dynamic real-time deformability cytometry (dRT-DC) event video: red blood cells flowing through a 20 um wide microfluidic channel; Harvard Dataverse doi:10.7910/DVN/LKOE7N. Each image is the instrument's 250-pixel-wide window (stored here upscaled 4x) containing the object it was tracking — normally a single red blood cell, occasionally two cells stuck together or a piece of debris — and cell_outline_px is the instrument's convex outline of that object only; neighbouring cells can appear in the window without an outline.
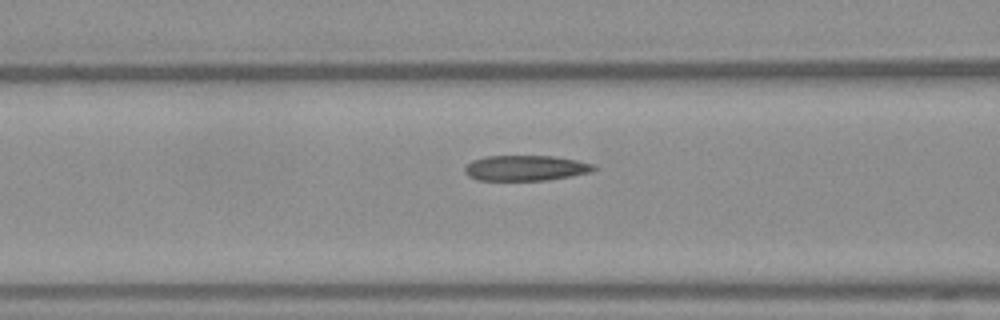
{"species": "Egyptian fruit bat (a non-hibernating species)", "species_latin": "Rousettus aegyptiacus", "temperature_condition": "warm", "stored_images_in_passage": 13, "camera_frame_rate_fps": 3000, "um_per_image_px": 0.085, "frame": {"image": 1, "passage_image": 8, "time_ms": 2.333, "image_size_px": [1000, 320], "cell_outline_px": [[596, 168], [592, 172], [544, 180], [476, 180], [468, 176], [464, 172], [464, 168], [472, 160], [484, 156], [552, 156], [576, 160], [596, 164]], "centroid_in_image_um": [44.65, 14.28], "position_along_channel_um": 121.9, "area_um2": 19.07}}
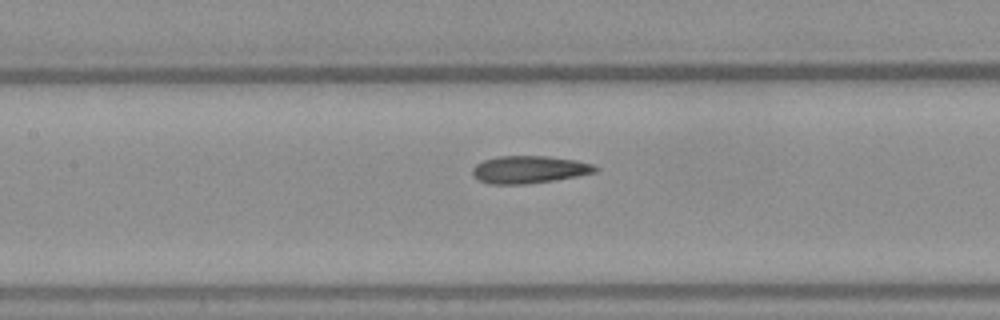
{"frame": {"image": 2, "passage_image": 11, "time_ms": 3.333, "image_size_px": [1000, 320], "cell_outline_px": [[600, 168], [596, 172], [576, 176], [552, 180], [524, 184], [488, 184], [472, 176], [472, 168], [476, 164], [484, 160], [500, 156], [548, 156], [576, 160], [592, 164]], "centroid_in_image_um": [44.96, 14.41], "position_along_channel_um": 162.4, "area_um2": 19.59}}